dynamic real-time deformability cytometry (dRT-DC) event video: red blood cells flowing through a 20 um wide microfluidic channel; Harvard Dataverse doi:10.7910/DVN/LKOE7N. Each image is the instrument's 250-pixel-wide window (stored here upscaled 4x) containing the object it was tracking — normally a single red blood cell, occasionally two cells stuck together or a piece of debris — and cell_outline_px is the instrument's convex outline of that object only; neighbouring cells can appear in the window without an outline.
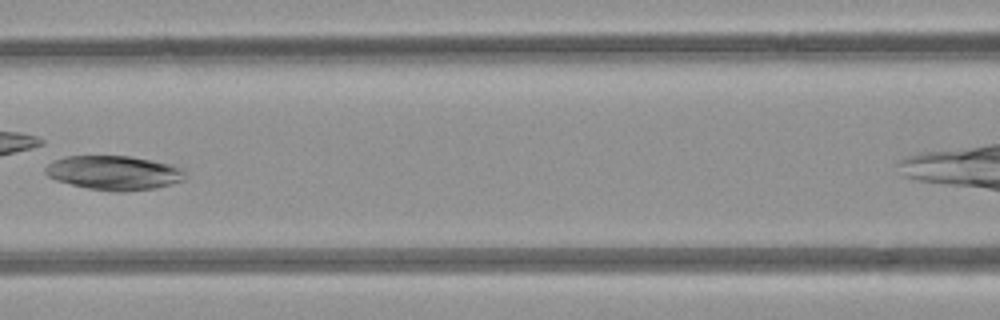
{"species": "common noctule bat (a hibernating species)", "species_latin": "Nyctalus noctula", "temperature_condition": "room temperature", "stored_images_in_passage": 7, "camera_frame_rate_fps": 3000, "um_per_image_px": 0.085, "animal": {"sex": "female", "body_mass_g": 21.9}, "frame": {"image": 1, "passage_image": 6, "time_ms": 6.667, "image_size_px": [1000, 320], "cell_outline_px": [[188, 176], [184, 180], [172, 184], [156, 188], [124, 192], [116, 192], [88, 188], [56, 180], [48, 176], [44, 172], [44, 168], [48, 164], [56, 160], [68, 156], [128, 156], [168, 164], [180, 168]], "centroid_in_image_um": [9.69, 14.7], "position_along_channel_um": 156.9, "area_um2": 27.69}}